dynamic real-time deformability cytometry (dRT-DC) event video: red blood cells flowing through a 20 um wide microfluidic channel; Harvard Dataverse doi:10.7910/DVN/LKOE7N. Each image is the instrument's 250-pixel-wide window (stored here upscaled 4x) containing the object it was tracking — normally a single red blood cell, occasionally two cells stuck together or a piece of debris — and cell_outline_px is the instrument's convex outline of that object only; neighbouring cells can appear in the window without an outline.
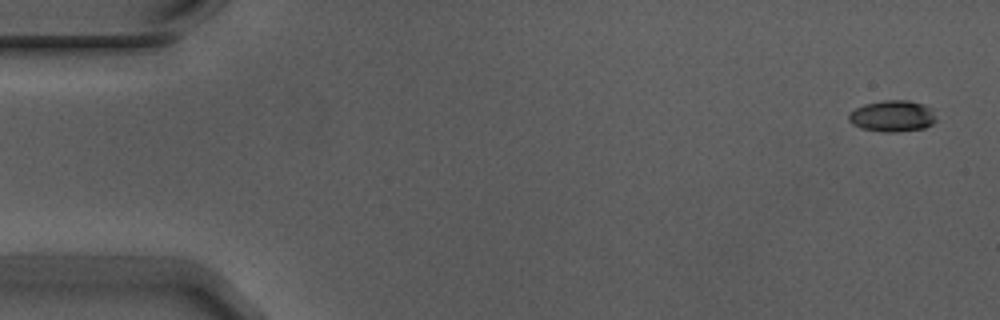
{"species": "Egyptian fruit bat (a non-hibernating species)", "species_latin": "Rousettus aegyptiacus", "temperature_condition": "warm", "stored_images_in_passage": 5, "camera_frame_rate_fps": 3000, "um_per_image_px": 0.085, "animal": {"sex": "male"}, "frame": {"image": 1, "passage_image": 1, "time_ms": 0.0, "image_size_px": [1000, 320], "cell_outline_px": [[936, 120], [932, 124], [924, 128], [896, 132], [884, 132], [860, 128], [852, 124], [848, 120], [848, 112], [864, 104], [884, 100], [908, 100], [924, 104], [932, 108]], "centroid_in_image_um": [75.84, 9.86], "position_along_channel_um": 9.2, "area_um2": 16.13}}
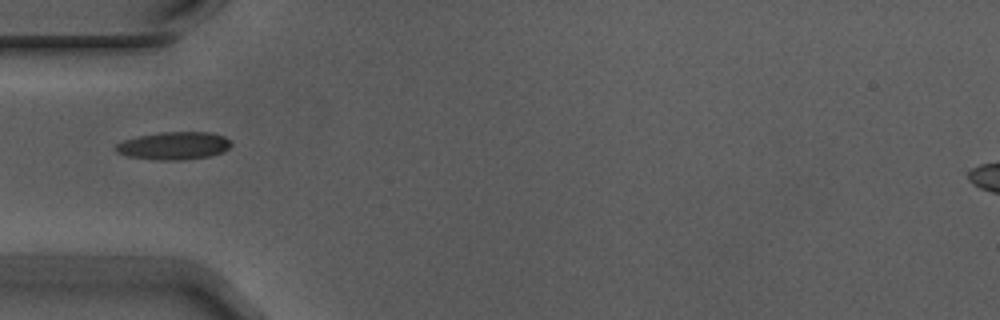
{"frame": {"image": 2, "passage_image": 5, "time_ms": 1.333, "image_size_px": [1000, 320], "cell_outline_px": [[232, 144], [224, 152], [208, 156], [180, 160], [156, 160], [128, 156], [116, 152], [116, 144], [124, 140], [140, 136], [160, 132], [208, 132], [224, 136], [232, 140]], "centroid_in_image_um": [14.81, 12.38], "position_along_channel_um": 70.2, "area_um2": 18.61}}